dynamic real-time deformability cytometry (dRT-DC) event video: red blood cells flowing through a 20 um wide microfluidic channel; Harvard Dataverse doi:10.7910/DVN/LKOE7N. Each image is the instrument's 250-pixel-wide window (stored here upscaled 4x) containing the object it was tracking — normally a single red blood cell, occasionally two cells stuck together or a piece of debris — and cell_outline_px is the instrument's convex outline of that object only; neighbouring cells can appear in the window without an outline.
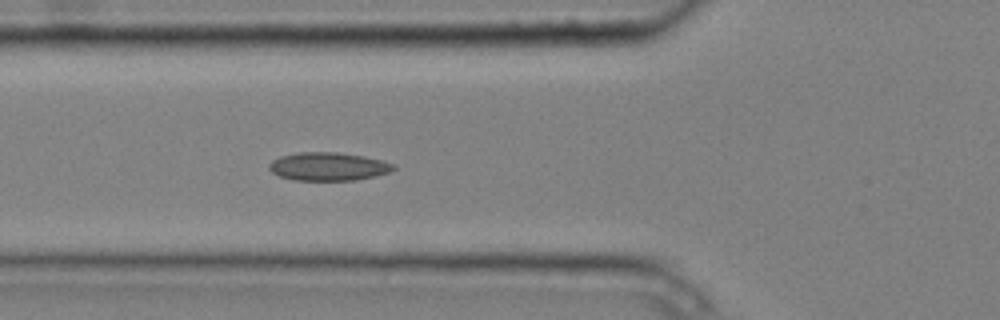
{"species": "common noctule bat (a hibernating species)", "species_latin": "Nyctalus noctula", "temperature_condition": "cold", "stored_images_in_passage": 3, "camera_frame_rate_fps": 3000, "um_per_image_px": 0.085, "animal": {"sex": "male", "body_mass_g": 20.4}, "frame": {"image": 1, "passage_image": 3, "time_ms": 0.667, "image_size_px": [1000, 320], "cell_outline_px": [[396, 168], [388, 172], [376, 176], [356, 180], [292, 180], [280, 176], [272, 172], [268, 168], [268, 164], [272, 160], [280, 156], [300, 152], [336, 152], [364, 156], [384, 160], [396, 164]], "centroid_in_image_um": [27.92, 14.15], "position_along_channel_um": 97.9, "area_um2": 20.63}}